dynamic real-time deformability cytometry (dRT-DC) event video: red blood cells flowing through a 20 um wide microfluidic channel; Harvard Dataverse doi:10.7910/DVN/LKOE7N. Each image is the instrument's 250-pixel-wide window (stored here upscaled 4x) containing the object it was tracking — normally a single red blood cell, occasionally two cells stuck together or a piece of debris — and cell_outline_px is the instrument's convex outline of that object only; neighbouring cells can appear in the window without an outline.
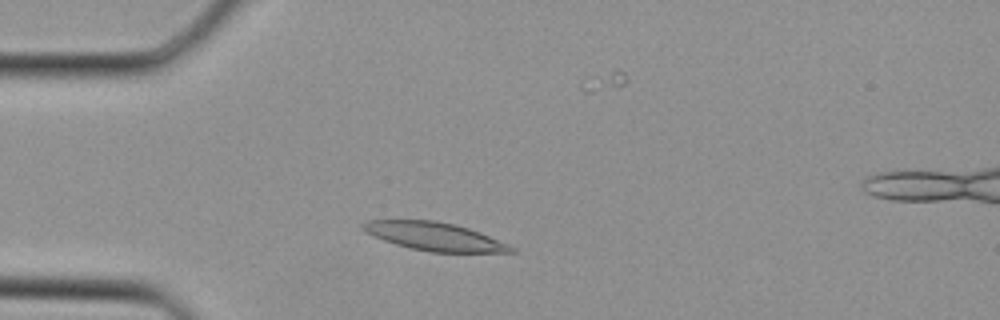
{"species": "Egyptian fruit bat (a non-hibernating species)", "species_latin": "Rousettus aegyptiacus", "temperature_condition": "cold", "stored_images_in_passage": 33, "camera_frame_rate_fps": 3000, "um_per_image_px": 0.085, "animal": {"sex": "female"}, "frame": {"image": 1, "passage_image": 5, "time_ms": 1.333, "image_size_px": [1000, 320], "cell_outline_px": [[516, 252], [428, 252], [396, 244], [384, 240], [360, 228], [360, 224], [368, 220], [436, 220], [456, 224], [480, 232], [508, 244], [516, 248]], "centroid_in_image_um": [36.95, 20.09], "position_along_channel_um": 48.0, "area_um2": 24.22}}
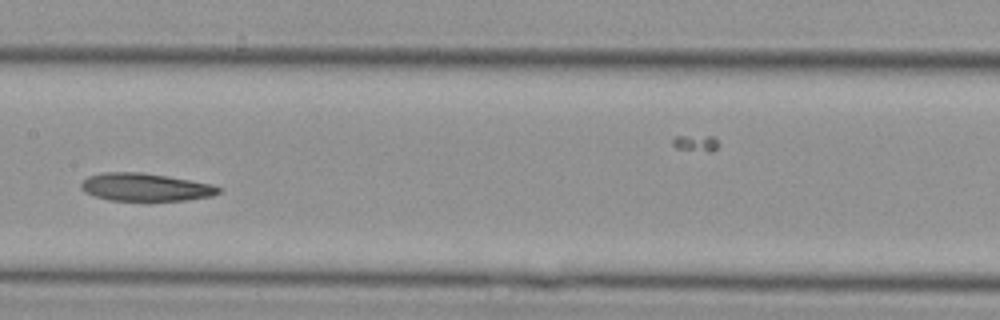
{"frame": {"image": 2, "passage_image": 14, "time_ms": 4.333, "image_size_px": [1000, 320], "cell_outline_px": [[220, 192], [212, 196], [184, 200], [108, 200], [92, 196], [84, 192], [80, 188], [80, 184], [88, 176], [104, 172], [140, 172], [168, 176], [212, 184], [220, 188]], "centroid_in_image_um": [12.31, 15.9], "position_along_channel_um": 195.1, "area_um2": 22.25}}
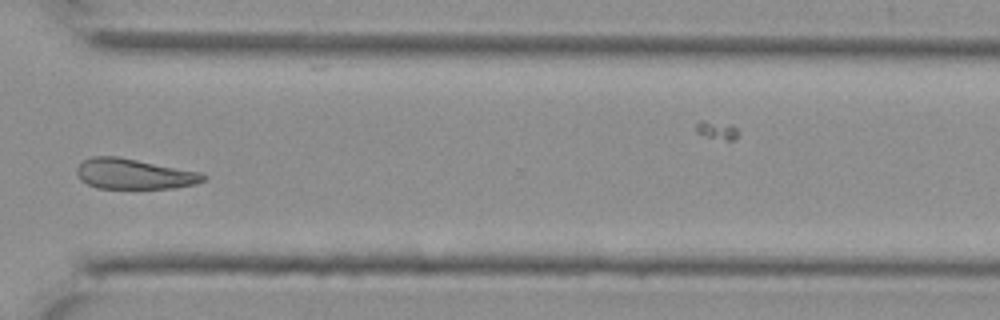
{"frame": {"image": 3, "passage_image": 23, "time_ms": 7.333, "image_size_px": [1000, 320], "cell_outline_px": [[208, 176], [204, 180], [196, 184], [176, 188], [96, 188], [80, 180], [76, 172], [76, 168], [84, 160], [92, 156], [120, 156], [200, 172]], "centroid_in_image_um": [11.4, 14.78], "position_along_channel_um": 359.2, "area_um2": 22.54}}